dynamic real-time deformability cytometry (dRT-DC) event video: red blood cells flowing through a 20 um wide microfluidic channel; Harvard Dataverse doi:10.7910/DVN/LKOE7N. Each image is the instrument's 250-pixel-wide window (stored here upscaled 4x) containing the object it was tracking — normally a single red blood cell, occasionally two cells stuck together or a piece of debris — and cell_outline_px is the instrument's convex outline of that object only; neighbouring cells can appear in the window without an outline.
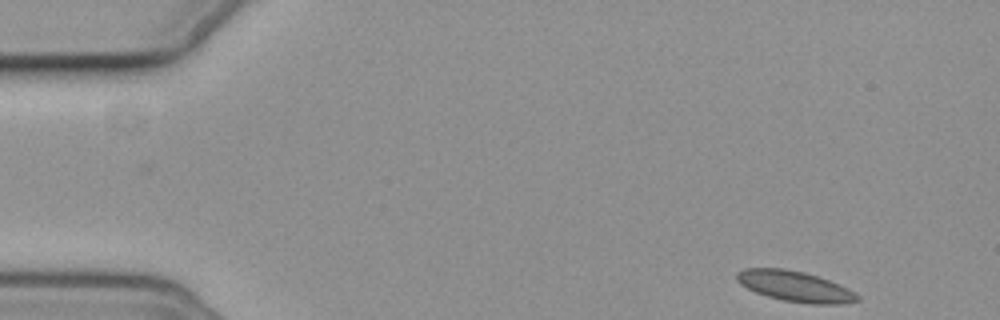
{"species": "common noctule bat (a hibernating species)", "species_latin": "Nyctalus noctula", "temperature_condition": "cold", "stored_images_in_passage": 8, "camera_frame_rate_fps": 3000, "um_per_image_px": 0.085, "animal": {"sex": "female", "body_mass_g": 19.3, "forearm_length_mm": 54.1}, "frame": {"image": 1, "passage_image": 1, "time_ms": 0.0, "image_size_px": [1000, 320], "cell_outline_px": [[860, 300], [840, 304], [808, 304], [784, 300], [768, 296], [756, 292], [740, 284], [736, 280], [736, 272], [744, 268], [784, 268], [804, 272], [840, 284], [848, 288], [860, 296]], "centroid_in_image_um": [67.57, 24.33], "position_along_channel_um": 17.4, "area_um2": 21.44}}